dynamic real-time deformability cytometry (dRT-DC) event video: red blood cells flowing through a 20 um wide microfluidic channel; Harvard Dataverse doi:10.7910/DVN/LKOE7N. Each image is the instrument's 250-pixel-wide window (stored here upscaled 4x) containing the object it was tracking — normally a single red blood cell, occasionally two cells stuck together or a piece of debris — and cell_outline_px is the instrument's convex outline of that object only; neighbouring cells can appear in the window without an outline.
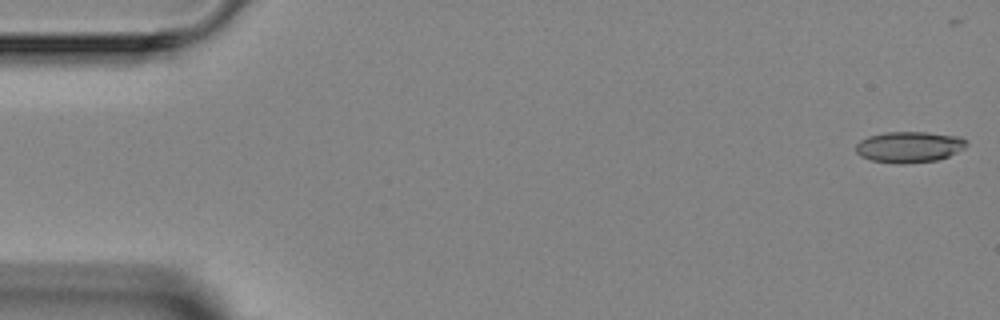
{"species": "Egyptian fruit bat (a non-hibernating species)", "species_latin": "Rousettus aegyptiacus", "temperature_condition": "room temperature", "stored_images_in_passage": 5, "camera_frame_rate_fps": 3000, "um_per_image_px": 0.085, "animal": {"sex": "female"}, "frame": {"image": 1, "passage_image": 1, "time_ms": 0.0, "image_size_px": [1000, 320], "cell_outline_px": [[968, 144], [964, 148], [940, 160], [904, 164], [896, 164], [872, 160], [860, 156], [856, 152], [856, 144], [860, 140], [868, 136], [884, 132], [928, 132], [960, 136]], "centroid_in_image_um": [77.27, 12.49], "position_along_channel_um": 7.7, "area_um2": 20.17}}
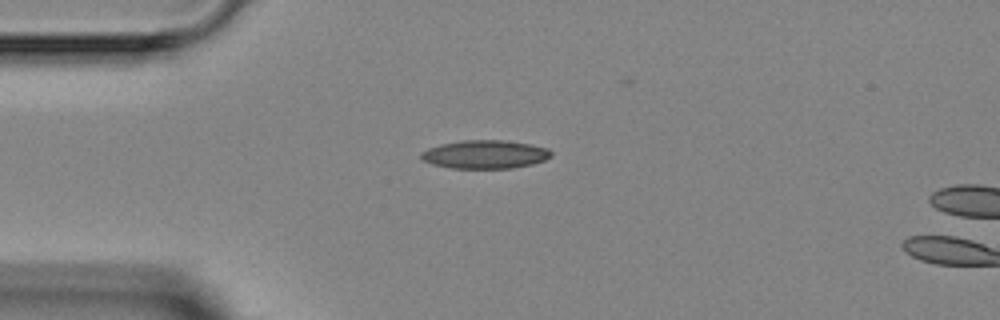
{"frame": {"image": 2, "passage_image": 4, "time_ms": 3.667, "image_size_px": [1000, 320], "cell_outline_px": [[552, 156], [544, 160], [532, 164], [512, 168], [452, 168], [432, 164], [420, 160], [420, 152], [428, 148], [440, 144], [460, 140], [504, 140], [532, 144], [548, 148], [552, 152]], "centroid_in_image_um": [41.21, 13.11], "position_along_channel_um": 43.8, "area_um2": 21.73}}